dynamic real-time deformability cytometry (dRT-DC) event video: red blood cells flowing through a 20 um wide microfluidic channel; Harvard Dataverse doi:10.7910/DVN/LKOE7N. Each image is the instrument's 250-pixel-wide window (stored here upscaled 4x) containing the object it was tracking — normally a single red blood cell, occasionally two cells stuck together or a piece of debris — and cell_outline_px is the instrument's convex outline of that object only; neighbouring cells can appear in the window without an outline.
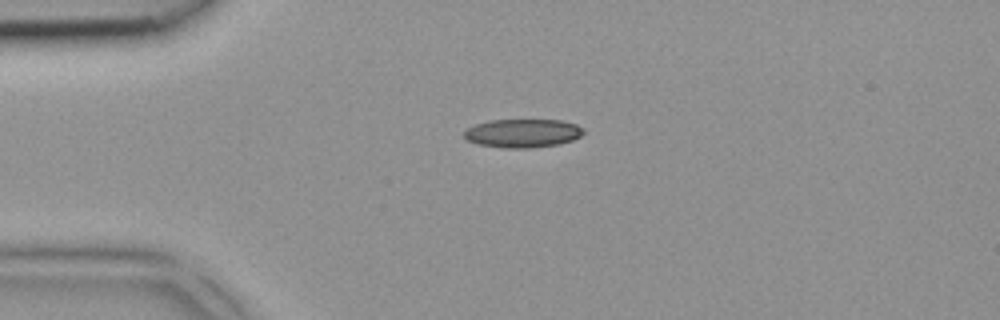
{"species": "common noctule bat (a hibernating species)", "species_latin": "Nyctalus noctula", "temperature_condition": "room temperature", "stored_images_in_passage": 4, "camera_frame_rate_fps": 3000, "um_per_image_px": 0.085, "animal": {"sex": "female", "body_mass_g": 18.4}, "frame": {"image": 1, "passage_image": 3, "time_ms": 0.667, "image_size_px": [1000, 320], "cell_outline_px": [[584, 132], [580, 136], [572, 140], [560, 144], [532, 148], [504, 148], [476, 144], [468, 140], [464, 136], [464, 132], [468, 128], [476, 124], [488, 120], [560, 120], [576, 124], [584, 128]], "centroid_in_image_um": [44.44, 11.33], "position_along_channel_um": 40.6, "area_um2": 19.94}}
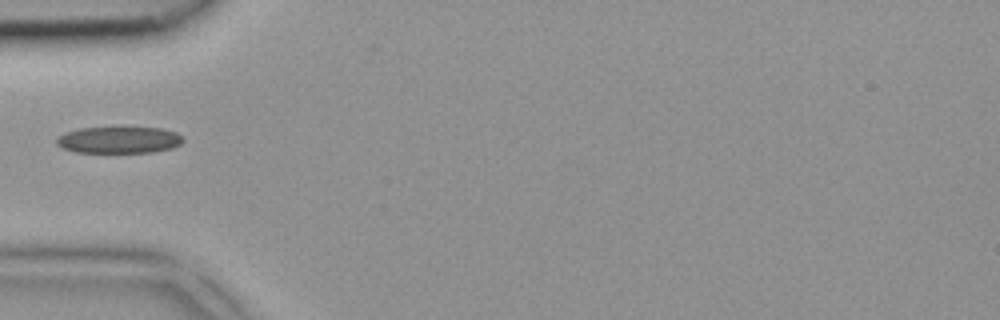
{"frame": {"image": 2, "passage_image": 4, "time_ms": 1.0, "image_size_px": [1000, 320], "cell_outline_px": [[184, 140], [180, 144], [172, 148], [152, 152], [76, 152], [64, 148], [56, 144], [56, 140], [64, 132], [80, 128], [120, 124], [160, 128], [176, 132], [184, 136]], "centroid_in_image_um": [10.14, 11.83], "position_along_channel_um": 74.9, "area_um2": 20.63}}